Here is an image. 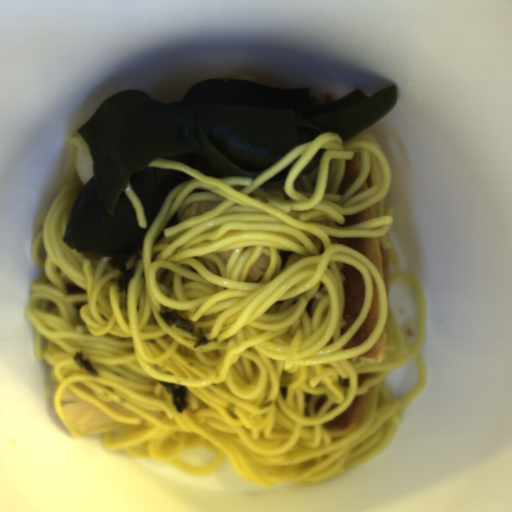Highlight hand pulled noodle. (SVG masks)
Returning <instances> with one entry per match:
<instances>
[{"label": "hand pulled noodle", "mask_w": 512, "mask_h": 512, "mask_svg": "<svg viewBox=\"0 0 512 512\" xmlns=\"http://www.w3.org/2000/svg\"><path fill=\"white\" fill-rule=\"evenodd\" d=\"M70 145L66 183L32 242L40 273L30 283L24 312L34 358L47 360L57 382L55 413L73 437L87 434L63 408L66 389L117 421L92 432L105 450L165 462L189 476L213 474L226 459L251 484L309 486L344 474L391 443L429 377L422 351L427 304L414 275L391 274L390 284L406 281L417 302V338L407 344L375 265L337 244V237H378L388 262L401 261L390 237L395 213L385 207L391 170L372 134L363 131L348 141L331 131L321 134L256 178L207 177L185 163L154 159L148 166L193 178L167 194L141 251L130 253L126 292L115 286L121 271L109 265L111 256L78 252L63 242L85 186L78 153L91 150L80 135ZM323 148L320 165L297 177ZM356 152L361 175L337 195L345 159ZM296 158L284 184L267 183ZM370 173L373 188L353 196ZM210 201L221 203L181 222L191 204ZM371 206L376 217L340 226L343 216ZM263 253L270 267L258 282H245ZM344 263L362 274L365 294L355 322L341 335ZM370 276L379 286L380 319L366 341L344 350L369 311ZM169 310L203 330L207 345L194 349L186 331L166 327L158 314ZM383 329L382 362L358 359ZM79 350L98 375L75 365ZM407 361L418 364L417 383L391 398L382 378ZM160 381L189 387L182 414ZM370 388L354 429L322 428ZM195 448L210 454L202 469L186 465L178 453Z\"/></svg>", "instance_id": "14784b9a"}, {"label": "hand pulled noodle", "mask_w": 512, "mask_h": 512, "mask_svg": "<svg viewBox=\"0 0 512 512\" xmlns=\"http://www.w3.org/2000/svg\"><path fill=\"white\" fill-rule=\"evenodd\" d=\"M122 190L131 202V205L133 207V210H134V213L136 216L138 227L146 230L147 223H146L144 211H143L141 202H140L137 194L135 193L134 189L132 188L131 184L128 183Z\"/></svg>", "instance_id": "772679e5"}]
</instances>
